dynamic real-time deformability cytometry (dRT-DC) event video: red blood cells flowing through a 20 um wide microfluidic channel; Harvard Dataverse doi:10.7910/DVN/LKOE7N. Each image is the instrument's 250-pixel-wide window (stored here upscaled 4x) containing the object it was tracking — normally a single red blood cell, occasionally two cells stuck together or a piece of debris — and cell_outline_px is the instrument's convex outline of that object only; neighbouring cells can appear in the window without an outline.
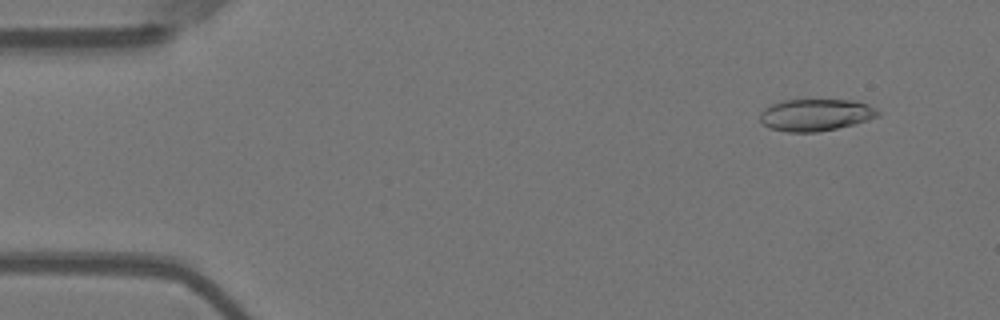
{"species": "Egyptian fruit bat (a non-hibernating species)", "species_latin": "Rousettus aegyptiacus", "temperature_condition": "warm", "stored_images_in_passage": 39, "camera_frame_rate_fps": 3000, "um_per_image_px": 0.085, "animal": {"sex": "female"}, "frame": {"image": 1, "passage_image": 1, "time_ms": 0.0, "image_size_px": [1000, 320], "cell_outline_px": [[880, 116], [856, 124], [816, 132], [788, 132], [768, 128], [760, 120], [760, 112], [764, 108], [772, 104], [784, 100], [856, 100], [868, 104], [880, 112]], "centroid_in_image_um": [69.34, 9.77], "position_along_channel_um": 15.7, "area_um2": 22.08}}
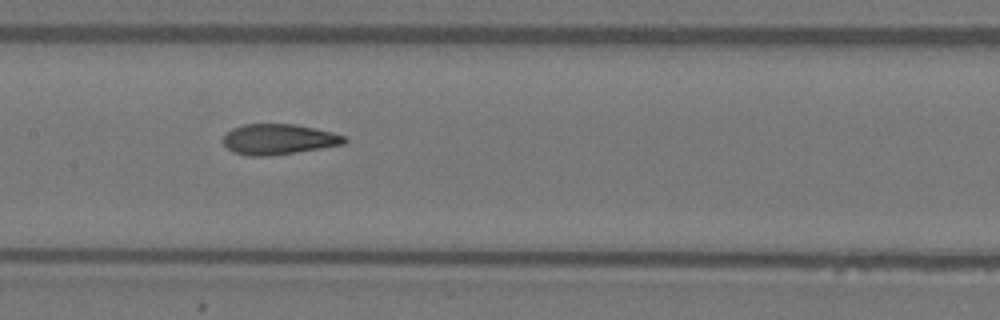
{"frame": {"image": 2, "passage_image": 23, "time_ms": 7.333, "image_size_px": [1000, 320], "cell_outline_px": [[348, 140], [344, 144], [272, 156], [248, 156], [232, 152], [224, 144], [224, 136], [232, 128], [244, 124], [296, 124], [316, 128], [332, 132], [344, 136]], "centroid_in_image_um": [23.68, 11.84], "position_along_channel_um": 183.7, "area_um2": 21.56}}
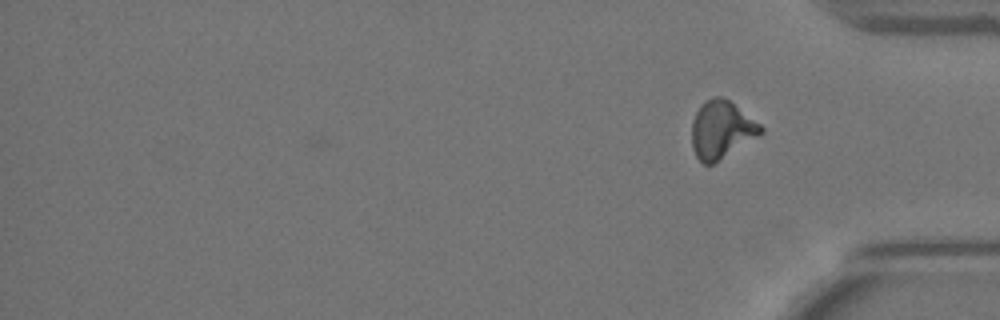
{"frame": {"image": 3, "passage_image": 39, "time_ms": 12.667, "image_size_px": [1000, 320], "cell_outline_px": [[764, 132], [712, 164], [704, 164], [696, 156], [692, 148], [692, 120], [700, 104], [704, 100], [712, 96], [720, 96], [728, 100], [760, 124], [764, 128]], "centroid_in_image_um": [61.29, 11.0], "position_along_channel_um": 373.9, "area_um2": 22.89}, "authors_computed_cell_mechanics": {"area_um2": 22.0796, "velocity_mm_per_s": 3.6508, "shape_relaxation_time_tau1_ms": 8.5058, "shape_relaxation_time_tau2_ms": 1.1521, "deformation_change_tau1": 0.2599, "deformation_change_tau2": 0.0827}}